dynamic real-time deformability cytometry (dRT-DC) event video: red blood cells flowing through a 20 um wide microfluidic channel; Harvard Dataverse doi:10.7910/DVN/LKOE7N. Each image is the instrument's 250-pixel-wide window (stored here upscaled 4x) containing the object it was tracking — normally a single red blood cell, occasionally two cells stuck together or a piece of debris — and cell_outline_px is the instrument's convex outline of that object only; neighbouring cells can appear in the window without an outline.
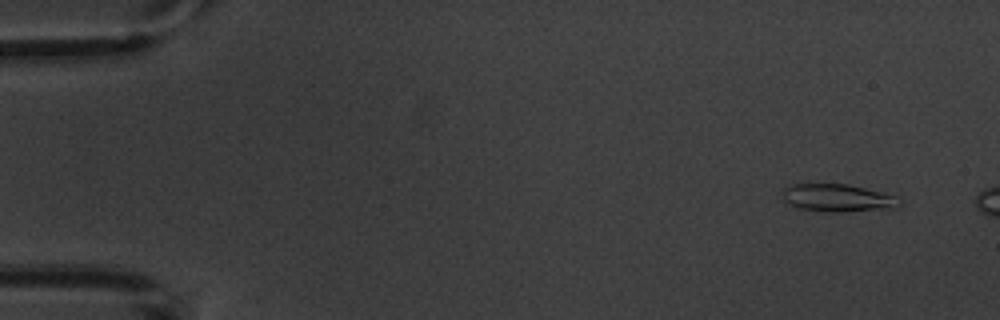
{"species": "common noctule bat (a hibernating species)", "species_latin": "Nyctalus noctula", "temperature_condition": "warm", "stored_images_in_passage": 3, "camera_frame_rate_fps": 3000, "um_per_image_px": 0.085, "animal": {"sex": "male", "body_mass_g": 20.1, "forearm_length_mm": 53.5}, "frame": {"image": 1, "passage_image": 1, "time_ms": 0.0, "image_size_px": [1000, 320], "cell_outline_px": [[900, 204], [896, 208], [840, 212], [828, 212], [800, 208], [784, 204], [784, 188], [792, 184], [848, 184], [896, 196]], "centroid_in_image_um": [71.17, 16.83], "position_along_channel_um": 13.8, "area_um2": 18.73}}